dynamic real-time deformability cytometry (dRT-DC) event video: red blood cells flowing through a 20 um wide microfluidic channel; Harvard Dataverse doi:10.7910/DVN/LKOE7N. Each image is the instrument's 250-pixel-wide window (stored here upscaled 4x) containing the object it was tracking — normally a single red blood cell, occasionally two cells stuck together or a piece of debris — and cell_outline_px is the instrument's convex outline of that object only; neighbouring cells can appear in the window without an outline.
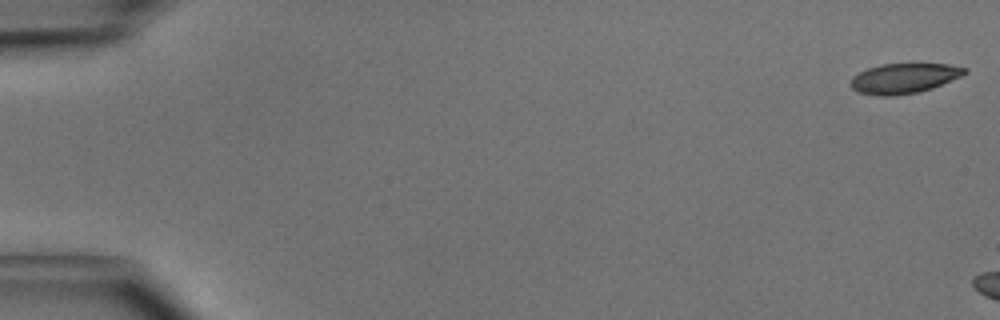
{"species": "common noctule bat (a hibernating species)", "species_latin": "Nyctalus noctula", "temperature_condition": "cold", "stored_images_in_passage": 6, "camera_frame_rate_fps": 3000, "um_per_image_px": 0.085, "animal": {"sex": "male", "body_mass_g": 15.6}, "frame": {"image": 1, "passage_image": 1, "time_ms": 0.0, "image_size_px": [1000, 320], "cell_outline_px": [[968, 72], [960, 76], [932, 88], [916, 92], [888, 96], [880, 96], [860, 92], [852, 88], [848, 84], [852, 76], [868, 68], [880, 64], [916, 60], [948, 64], [968, 68]], "centroid_in_image_um": [76.86, 6.58], "position_along_channel_um": 8.1, "area_um2": 20.75}}